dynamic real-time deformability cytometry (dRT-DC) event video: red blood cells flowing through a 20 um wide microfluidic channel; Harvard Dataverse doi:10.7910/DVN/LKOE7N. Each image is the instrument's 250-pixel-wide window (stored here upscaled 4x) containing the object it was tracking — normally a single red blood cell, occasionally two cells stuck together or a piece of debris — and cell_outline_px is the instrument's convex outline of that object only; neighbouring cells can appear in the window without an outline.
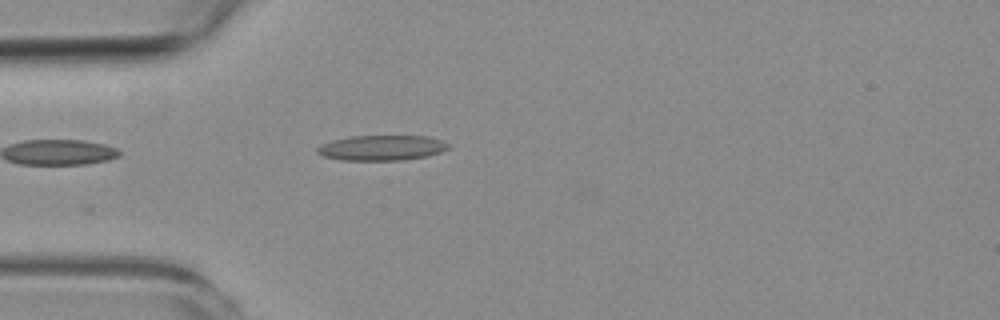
{"species": "common noctule bat (a hibernating species)", "species_latin": "Nyctalus noctula", "temperature_condition": "room temperature", "stored_images_in_passage": 3, "camera_frame_rate_fps": 3000, "um_per_image_px": 0.085, "animal": {"sex": "female", "body_mass_g": 19.3, "forearm_length_mm": 54.1}, "frame": {"image": 1, "passage_image": 3, "time_ms": 2.667, "image_size_px": [1000, 320], "cell_outline_px": [[448, 148], [440, 152], [428, 156], [404, 160], [340, 160], [324, 156], [316, 152], [316, 148], [320, 144], [332, 140], [352, 136], [424, 136], [440, 140], [448, 144]], "centroid_in_image_um": [32.4, 12.57], "position_along_channel_um": 52.6, "area_um2": 19.19}}